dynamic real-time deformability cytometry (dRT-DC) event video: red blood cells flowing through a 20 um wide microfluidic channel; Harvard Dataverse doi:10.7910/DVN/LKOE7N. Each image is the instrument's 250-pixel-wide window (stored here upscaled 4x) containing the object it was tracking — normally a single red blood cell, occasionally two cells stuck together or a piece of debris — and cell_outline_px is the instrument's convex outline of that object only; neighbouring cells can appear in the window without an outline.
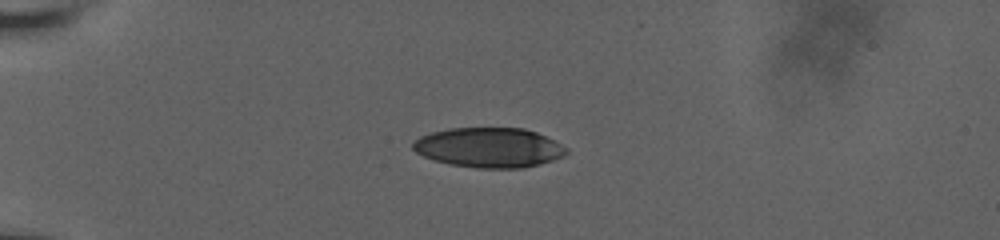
{"species": "human", "species_latin": "Homo sapiens", "temperature_condition": "room temperature", "stored_images_in_passage": 41, "camera_frame_rate_fps": 3000, "um_per_image_px": 0.085, "donor": {"sex": "male"}, "frame": {"image": 1, "passage_image": 1, "time_ms": 0.0, "image_size_px": [1000, 240], "cell_outline_px": [[568, 152], [564, 156], [540, 164], [524, 168], [476, 168], [448, 164], [424, 156], [416, 152], [412, 148], [412, 144], [420, 136], [432, 132], [448, 128], [524, 128], [536, 132], [568, 148]], "centroid_in_image_um": [41.57, 12.55], "position_along_channel_um": 43.4, "area_um2": 35.55}}
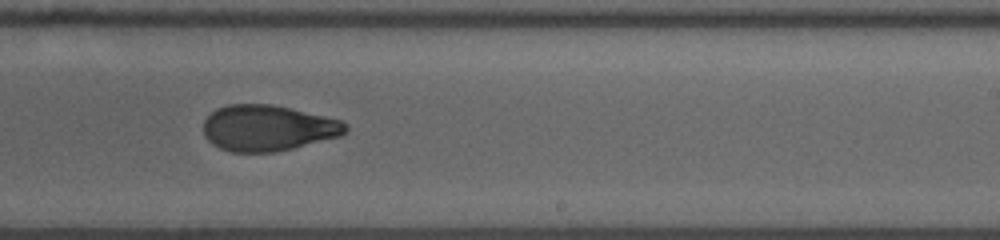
{"frame": {"image": 2, "passage_image": 22, "time_ms": 7.0, "image_size_px": [1000, 240], "cell_outline_px": [[348, 128], [340, 136], [292, 148], [272, 152], [232, 152], [220, 148], [212, 144], [204, 136], [204, 120], [216, 108], [228, 104], [272, 104], [340, 120], [348, 124]], "centroid_in_image_um": [22.73, 10.88], "position_along_channel_um": 266.3, "area_um2": 37.8}}
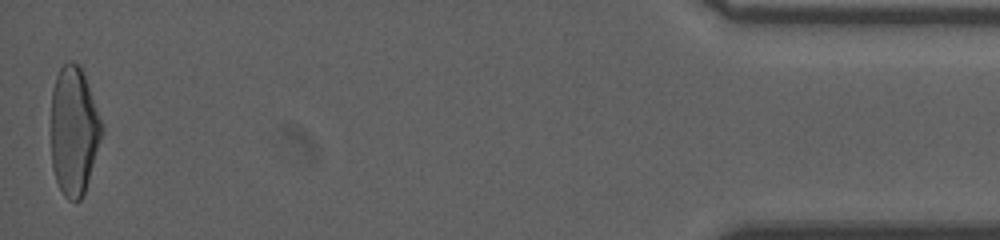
{"frame": {"image": 3, "passage_image": 41, "time_ms": 13.333, "image_size_px": [1000, 240], "cell_outline_px": [[104, 132], [84, 196], [80, 200], [68, 200], [64, 196], [56, 180], [52, 168], [52, 88], [56, 76], [60, 68], [68, 60], [80, 64], [104, 124]], "centroid_in_image_um": [6.31, 11.12], "position_along_channel_um": 428.9, "area_um2": 38.55}, "authors_computed_cell_mechanics": {"area_um2": 38.4948, "velocity_mm_per_s": 3.8556, "shape_relaxation_time_tau1_ms": 7.2699, "shape_relaxation_time_tau2_ms": 2.0807, "deformation_change_tau1": 0.2211, "deformation_change_tau2": 0.0782}}